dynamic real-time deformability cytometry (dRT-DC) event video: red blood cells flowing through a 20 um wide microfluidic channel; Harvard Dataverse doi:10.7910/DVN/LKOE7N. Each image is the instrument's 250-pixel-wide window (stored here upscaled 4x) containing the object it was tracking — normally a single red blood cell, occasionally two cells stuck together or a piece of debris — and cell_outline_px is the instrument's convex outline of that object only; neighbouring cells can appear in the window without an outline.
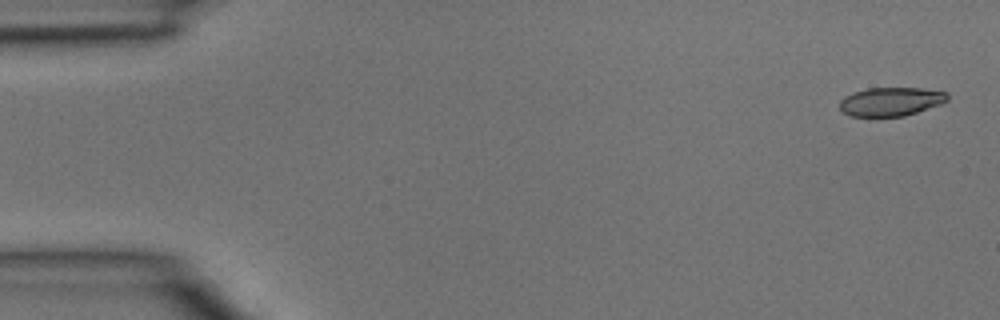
{"species": "common noctule bat (a hibernating species)", "species_latin": "Nyctalus noctula", "temperature_condition": "room temperature", "stored_images_in_passage": 4, "camera_frame_rate_fps": 3000, "um_per_image_px": 0.085, "animal": {"sex": "male", "body_mass_g": 15.6}, "frame": {"image": 1, "passage_image": 1, "time_ms": 0.0, "image_size_px": [1000, 320], "cell_outline_px": [[948, 100], [940, 104], [904, 116], [848, 116], [840, 112], [840, 100], [844, 96], [852, 92], [868, 88], [920, 88], [948, 92]], "centroid_in_image_um": [75.68, 8.63], "position_along_channel_um": 9.3, "area_um2": 18.09}}